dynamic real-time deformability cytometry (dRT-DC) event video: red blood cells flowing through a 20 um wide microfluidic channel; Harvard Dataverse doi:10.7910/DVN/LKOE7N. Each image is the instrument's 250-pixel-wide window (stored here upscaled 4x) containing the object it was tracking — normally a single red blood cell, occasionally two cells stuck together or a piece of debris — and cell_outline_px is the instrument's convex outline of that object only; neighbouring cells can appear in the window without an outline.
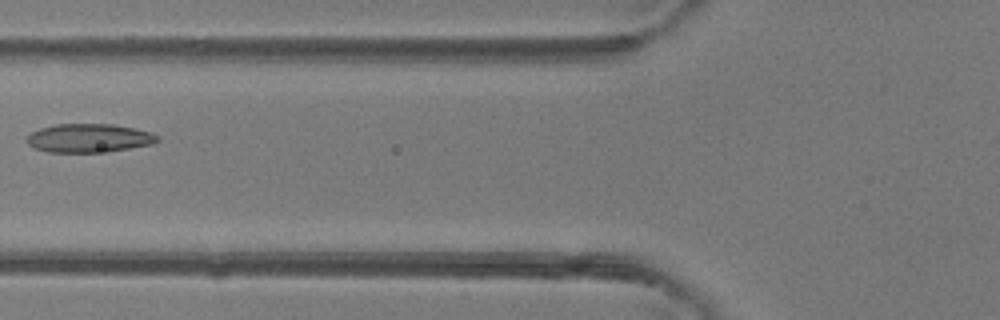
{"species": "common noctule bat (a hibernating species)", "species_latin": "Nyctalus noctula", "temperature_condition": "room temperature", "stored_images_in_passage": 6, "camera_frame_rate_fps": 3000, "um_per_image_px": 0.085, "animal": {"sex": "female"}, "frame": {"image": 1, "passage_image": 6, "time_ms": 1.667, "image_size_px": [1000, 320], "cell_outline_px": [[160, 140], [152, 144], [108, 152], [48, 152], [36, 148], [28, 144], [28, 136], [32, 132], [40, 128], [56, 124], [112, 124], [152, 132], [160, 136]], "centroid_in_image_um": [7.61, 11.74], "position_along_channel_um": 118.2, "area_um2": 21.73}}